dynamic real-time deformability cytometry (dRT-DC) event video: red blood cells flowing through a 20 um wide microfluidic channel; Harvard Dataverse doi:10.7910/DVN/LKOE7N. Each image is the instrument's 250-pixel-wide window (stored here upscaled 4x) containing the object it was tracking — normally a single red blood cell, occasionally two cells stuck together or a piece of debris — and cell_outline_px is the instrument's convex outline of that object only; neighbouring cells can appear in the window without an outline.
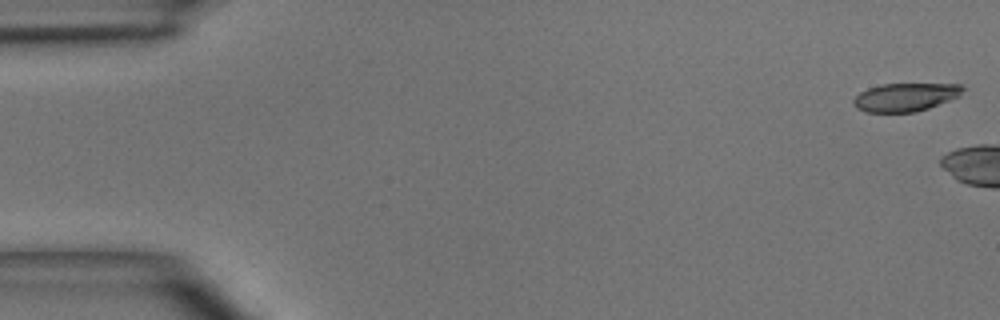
{"species": "common noctule bat (a hibernating species)", "species_latin": "Nyctalus noctula", "temperature_condition": "room temperature", "stored_images_in_passage": 2, "camera_frame_rate_fps": 3000, "um_per_image_px": 0.085, "animal": {"sex": "male", "body_mass_g": 15.6}, "frame": {"image": 1, "passage_image": 1, "time_ms": 0.0, "image_size_px": [1000, 320], "cell_outline_px": [[964, 88], [960, 96], [928, 108], [916, 112], [864, 112], [856, 108], [852, 104], [852, 100], [860, 92], [868, 88], [880, 84], [960, 84]], "centroid_in_image_um": [76.92, 8.26], "position_along_channel_um": 8.1, "area_um2": 18.03}}